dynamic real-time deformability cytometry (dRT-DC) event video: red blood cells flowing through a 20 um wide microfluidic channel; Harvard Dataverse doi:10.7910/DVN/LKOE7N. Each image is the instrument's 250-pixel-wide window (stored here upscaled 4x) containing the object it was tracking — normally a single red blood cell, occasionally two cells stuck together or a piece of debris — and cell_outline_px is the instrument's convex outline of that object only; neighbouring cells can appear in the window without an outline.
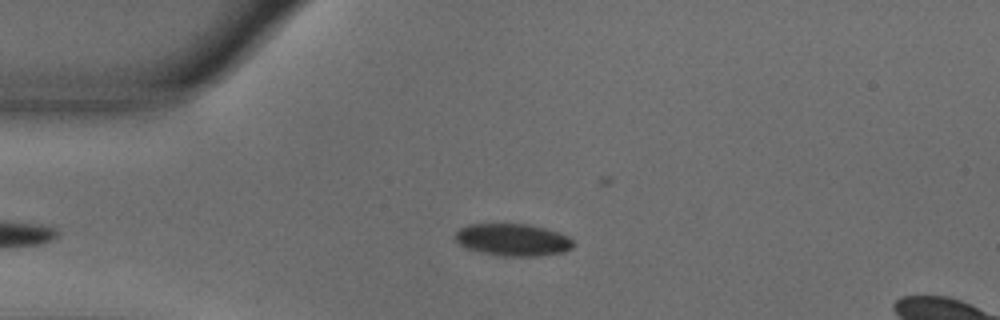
{"species": "common noctule bat (a hibernating species)", "species_latin": "Nyctalus noctula", "temperature_condition": "warm", "stored_images_in_passage": 28, "camera_frame_rate_fps": 3000, "um_per_image_px": 0.085, "animal": {"sex": "male", "body_mass_g": 18.8}, "frame": {"image": 1, "passage_image": 2, "time_ms": 0.333, "image_size_px": [1000, 320], "cell_outline_px": [[572, 248], [564, 252], [536, 256], [504, 256], [480, 252], [464, 248], [456, 240], [456, 232], [460, 228], [468, 224], [528, 224], [544, 228], [568, 236], [572, 240]], "centroid_in_image_um": [43.56, 20.38], "position_along_channel_um": 41.4, "area_um2": 22.02}}
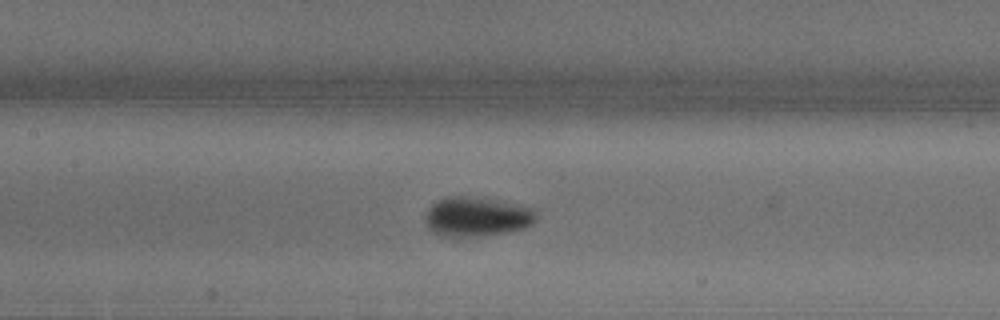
{"frame": {"image": 2, "passage_image": 14, "time_ms": 4.333, "image_size_px": [1000, 320], "cell_outline_px": [[536, 220], [528, 228], [508, 232], [484, 236], [436, 236], [428, 228], [424, 216], [428, 208], [432, 204], [448, 196], [468, 196], [492, 200], [536, 208]], "centroid_in_image_um": [40.53, 18.44], "position_along_channel_um": 166.9, "area_um2": 25.72}}
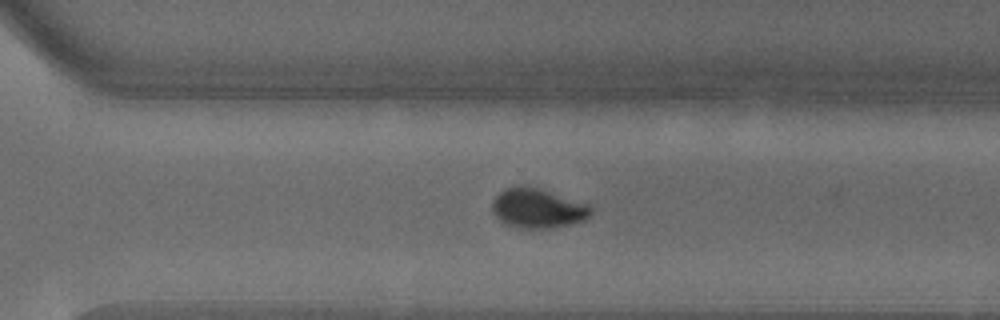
{"frame": {"image": 3, "passage_image": 27, "time_ms": 8.667, "image_size_px": [1000, 320], "cell_outline_px": [[592, 212], [584, 220], [552, 228], [516, 228], [504, 224], [492, 212], [492, 200], [504, 188], [524, 184], [588, 204], [592, 208]], "centroid_in_image_um": [45.65, 17.7], "position_along_channel_um": 325.0, "area_um2": 22.72}}